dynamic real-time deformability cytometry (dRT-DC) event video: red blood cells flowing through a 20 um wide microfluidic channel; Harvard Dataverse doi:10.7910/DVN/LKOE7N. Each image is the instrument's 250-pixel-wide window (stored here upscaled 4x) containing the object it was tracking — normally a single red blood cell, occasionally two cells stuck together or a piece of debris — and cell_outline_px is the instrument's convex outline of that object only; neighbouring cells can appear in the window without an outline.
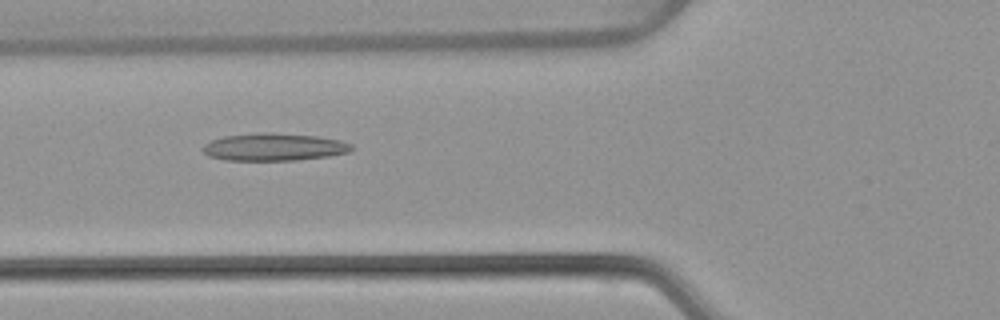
{"species": "common noctule bat (a hibernating species)", "species_latin": "Nyctalus noctula", "temperature_condition": "warm", "stored_images_in_passage": 53, "camera_frame_rate_fps": 3000, "um_per_image_px": 0.085, "animal": {"sex": "female", "body_mass_g": 22.7, "forearm_length_mm": 54.2}, "frame": {"image": 1, "passage_image": 20, "time_ms": 6.333, "image_size_px": [1000, 320], "cell_outline_px": [[352, 148], [348, 152], [328, 156], [296, 160], [224, 160], [208, 156], [200, 148], [204, 144], [212, 140], [224, 136], [256, 132], [272, 132], [316, 136], [340, 140], [352, 144]], "centroid_in_image_um": [23.24, 12.49], "position_along_channel_um": 102.6, "area_um2": 23.93}}
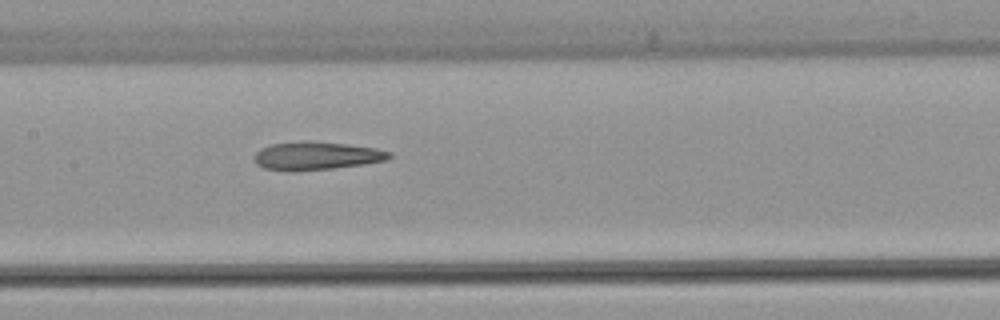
{"frame": {"image": 2, "passage_image": 26, "time_ms": 8.333, "image_size_px": [1000, 320], "cell_outline_px": [[392, 156], [388, 160], [332, 168], [292, 172], [288, 172], [264, 168], [256, 164], [256, 152], [260, 148], [272, 144], [300, 140], [312, 140], [348, 144], [376, 148], [392, 152]], "centroid_in_image_um": [26.89, 13.23], "position_along_channel_um": 180.5, "area_um2": 22.43}}
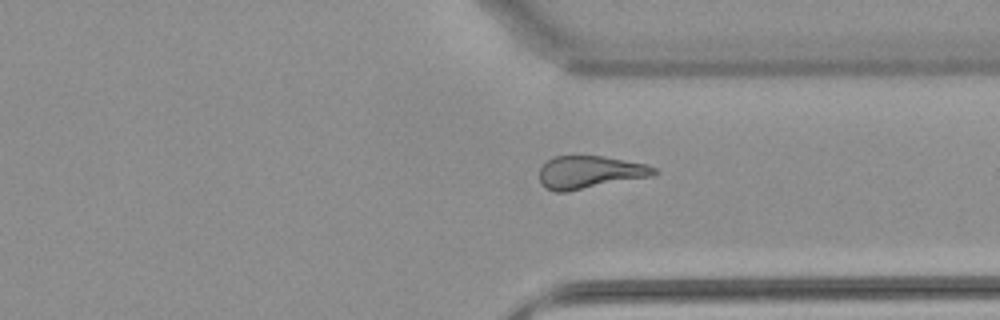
{"frame": {"image": 3, "passage_image": 40, "time_ms": 13.0, "image_size_px": [1000, 320], "cell_outline_px": [[660, 172], [652, 176], [568, 192], [556, 192], [544, 188], [540, 184], [540, 168], [548, 160], [556, 156], [604, 156], [644, 164], [656, 168]], "centroid_in_image_um": [50.12, 14.66], "position_along_channel_um": 361.3, "area_um2": 21.96}, "authors_computed_cell_mechanics": {"area_um2": 23.2934, "velocity_mm_per_s": 3.8841, "shape_relaxation_time_tau1_ms": null, "shape_relaxation_time_tau2_ms": 2.809, "deformation_change_tau1": null, "deformation_change_tau2": 0.1344}}